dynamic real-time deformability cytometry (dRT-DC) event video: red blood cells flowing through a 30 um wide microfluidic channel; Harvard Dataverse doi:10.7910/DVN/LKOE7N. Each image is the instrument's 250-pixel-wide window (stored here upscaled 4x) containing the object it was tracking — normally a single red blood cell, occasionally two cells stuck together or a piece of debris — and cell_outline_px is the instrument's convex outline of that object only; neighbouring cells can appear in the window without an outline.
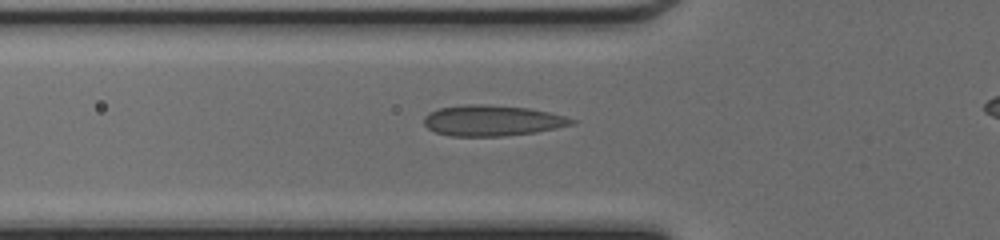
{"species": "common noctule bat (a hibernating species)", "species_latin": "Nyctalus noctula", "temperature_condition": "cold", "stored_images_in_passage": 37, "camera_frame_rate_fps": 3000, "um_per_image_px": 0.085, "animal": {"sex": "female", "body_mass_g": 17.0, "forearm_length_mm": 48.0}, "frame": {"image": 1, "passage_image": 14, "time_ms": 4.333, "image_size_px": [1000, 240], "cell_outline_px": [[580, 120], [576, 124], [536, 132], [504, 136], [448, 136], [436, 132], [428, 128], [424, 124], [424, 116], [428, 112], [440, 108], [464, 104], [488, 104], [528, 108], [548, 112]], "centroid_in_image_um": [41.85, 10.25], "position_along_channel_um": 83.9, "area_um2": 26.7}}
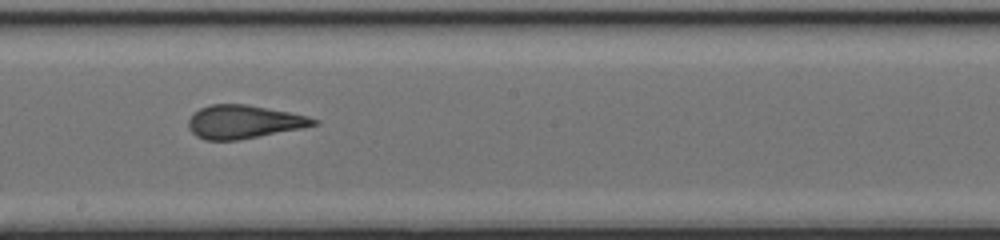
{"frame": {"image": 2, "passage_image": 24, "time_ms": 7.667, "image_size_px": [1000, 240], "cell_outline_px": [[320, 124], [300, 128], [236, 140], [204, 140], [196, 136], [188, 128], [188, 120], [200, 108], [212, 104], [248, 104], [308, 116], [320, 120]], "centroid_in_image_um": [20.72, 10.35], "position_along_channel_um": 227.5, "area_um2": 24.1}}
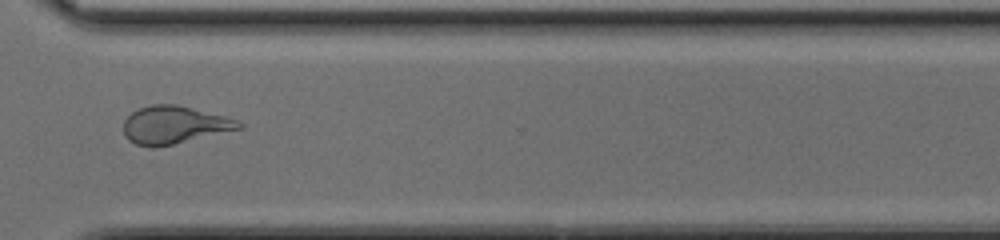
{"frame": {"image": 3, "passage_image": 33, "time_ms": 10.667, "image_size_px": [1000, 240], "cell_outline_px": [[244, 128], [156, 148], [152, 148], [136, 144], [128, 140], [124, 136], [124, 120], [132, 112], [140, 108], [152, 104], [176, 104], [240, 120], [244, 124]], "centroid_in_image_um": [14.82, 10.63], "position_along_channel_um": 355.8, "area_um2": 25.49}}